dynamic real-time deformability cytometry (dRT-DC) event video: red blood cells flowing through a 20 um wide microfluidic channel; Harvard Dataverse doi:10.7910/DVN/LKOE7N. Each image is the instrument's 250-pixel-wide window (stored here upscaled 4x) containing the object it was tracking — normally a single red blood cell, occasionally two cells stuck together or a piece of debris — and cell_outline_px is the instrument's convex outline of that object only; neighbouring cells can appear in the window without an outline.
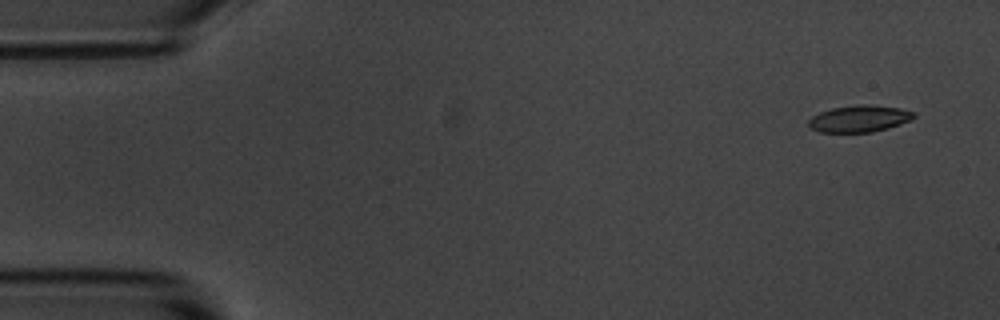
{"species": "common noctule bat (a hibernating species)", "species_latin": "Nyctalus noctula", "temperature_condition": "room temperature", "stored_images_in_passage": 7, "camera_frame_rate_fps": 3000, "um_per_image_px": 0.085, "animal": {"sex": "male", "body_mass_g": 20.1, "forearm_length_mm": 53.5}, "frame": {"image": 1, "passage_image": 1, "time_ms": 0.0, "image_size_px": [1000, 320], "cell_outline_px": [[916, 116], [912, 120], [888, 128], [872, 132], [820, 132], [812, 128], [808, 124], [808, 120], [812, 116], [820, 112], [832, 108], [860, 104], [872, 104], [900, 108], [916, 112]], "centroid_in_image_um": [73.09, 10.08], "position_along_channel_um": 11.9, "area_um2": 16.53}}
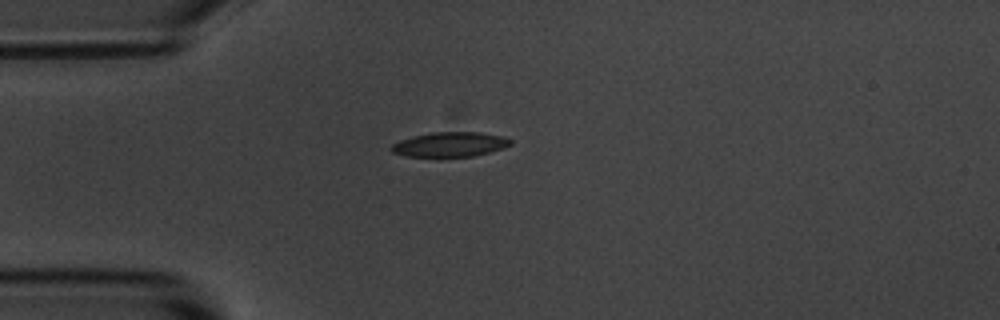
{"frame": {"image": 2, "passage_image": 4, "time_ms": 3.667, "image_size_px": [1000, 320], "cell_outline_px": [[512, 144], [504, 148], [472, 156], [404, 156], [392, 152], [388, 148], [392, 144], [400, 140], [412, 136], [432, 132], [480, 132], [504, 136], [512, 140]], "centroid_in_image_um": [38.24, 12.26], "position_along_channel_um": 46.8, "area_um2": 17.17}}
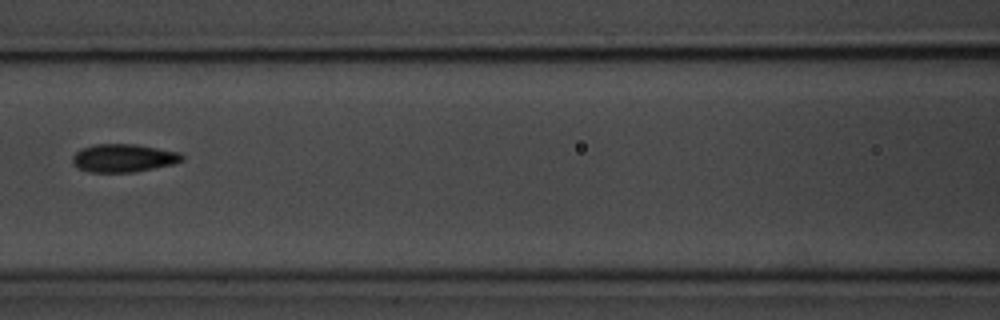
{"frame": {"image": 3, "passage_image": 7, "time_ms": 7.0, "image_size_px": [1000, 320], "cell_outline_px": [[184, 160], [172, 164], [132, 172], [88, 172], [76, 168], [72, 164], [72, 156], [80, 148], [96, 144], [136, 144], [180, 152], [184, 156]], "centroid_in_image_um": [10.45, 13.43], "position_along_channel_um": 156.1, "area_um2": 18.03}}